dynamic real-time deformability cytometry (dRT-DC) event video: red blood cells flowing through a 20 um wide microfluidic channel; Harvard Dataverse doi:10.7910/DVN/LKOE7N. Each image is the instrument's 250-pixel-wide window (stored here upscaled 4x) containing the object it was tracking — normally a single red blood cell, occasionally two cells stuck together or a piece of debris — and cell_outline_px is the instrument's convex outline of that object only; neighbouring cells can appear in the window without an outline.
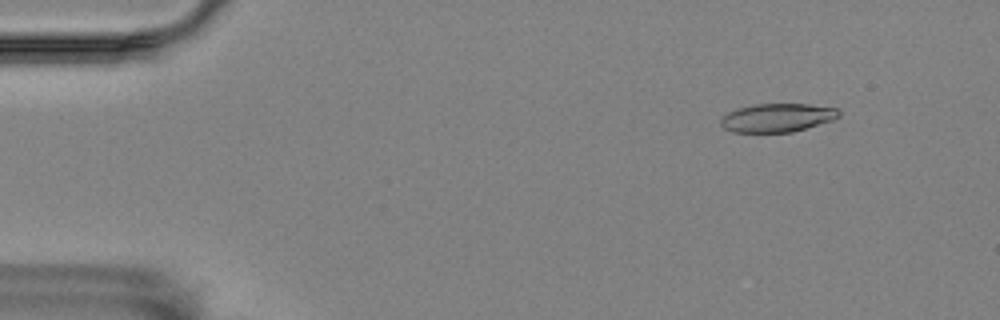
{"species": "Egyptian fruit bat (a non-hibernating species)", "species_latin": "Rousettus aegyptiacus", "temperature_condition": "room temperature", "stored_images_in_passage": 57, "camera_frame_rate_fps": 3000, "um_per_image_px": 0.085, "animal": {"sex": "female"}, "frame": {"image": 1, "passage_image": 6, "time_ms": 1.667, "image_size_px": [1000, 320], "cell_outline_px": [[840, 116], [832, 120], [792, 132], [732, 132], [724, 128], [720, 124], [720, 120], [728, 112], [736, 108], [756, 104], [808, 104], [836, 108], [840, 112]], "centroid_in_image_um": [66.05, 10.0], "position_along_channel_um": 19.0, "area_um2": 19.54}}
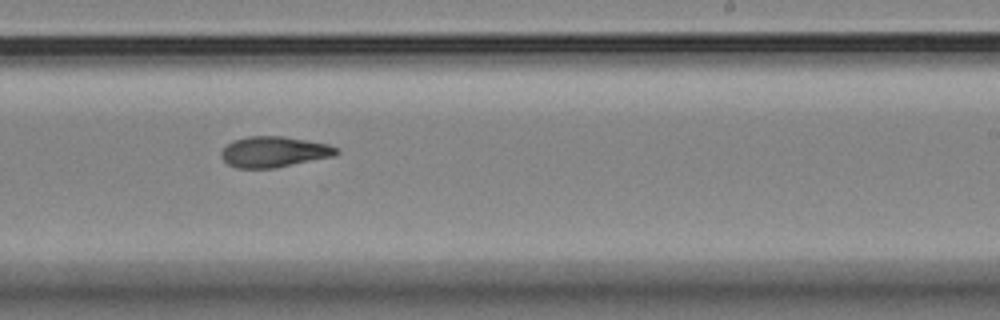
{"frame": {"image": 2, "passage_image": 35, "time_ms": 11.333, "image_size_px": [1000, 320], "cell_outline_px": [[340, 152], [332, 156], [272, 168], [236, 168], [228, 164], [220, 156], [220, 152], [232, 140], [248, 136], [284, 136], [328, 144], [336, 148]], "centroid_in_image_um": [23.24, 12.89], "position_along_channel_um": 265.8, "area_um2": 20.4}}
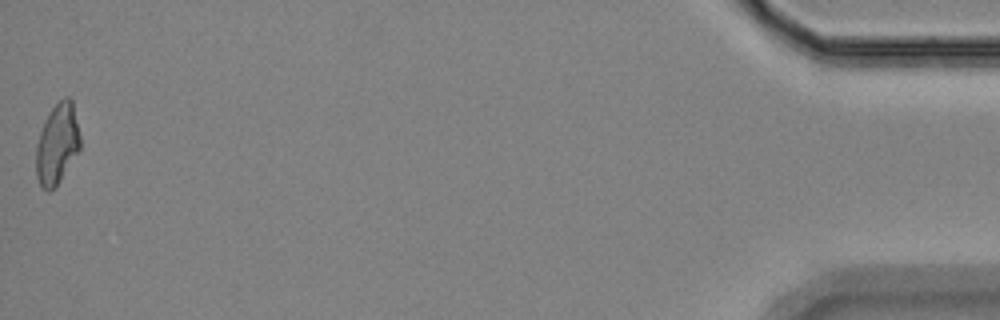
{"frame": {"image": 3, "passage_image": 57, "time_ms": 18.667, "image_size_px": [1000, 320], "cell_outline_px": [[80, 148], [60, 180], [48, 192], [40, 188], [36, 176], [36, 144], [40, 132], [52, 108], [64, 96], [68, 96], [72, 100], [80, 136]], "centroid_in_image_um": [4.85, 12.25], "position_along_channel_um": 430.4, "area_um2": 20.4}, "authors_computed_cell_mechanics": {"area_um2": 20.6924, "velocity_mm_per_s": 3.4909, "shape_relaxation_time_tau1_ms": null, "shape_relaxation_time_tau2_ms": 7.5245, "deformation_change_tau1": null, "deformation_change_tau2": 0.164}}